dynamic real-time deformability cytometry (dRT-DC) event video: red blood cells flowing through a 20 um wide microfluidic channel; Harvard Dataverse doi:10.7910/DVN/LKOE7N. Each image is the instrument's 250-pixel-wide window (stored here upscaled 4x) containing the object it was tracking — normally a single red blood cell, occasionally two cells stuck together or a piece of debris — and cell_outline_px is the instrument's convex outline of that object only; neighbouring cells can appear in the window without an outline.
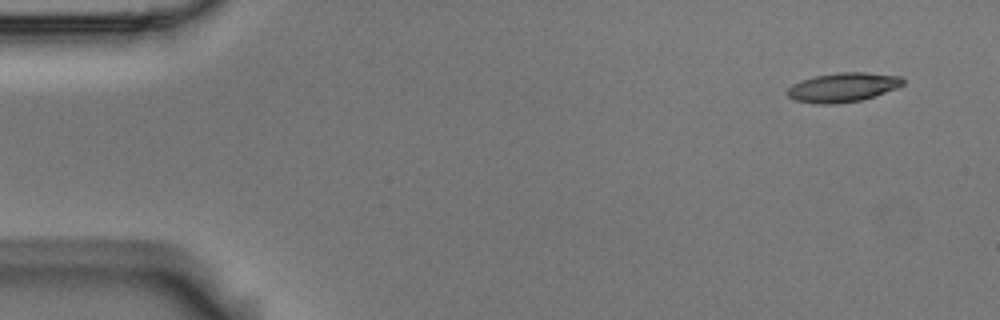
{"species": "Egyptian fruit bat (a non-hibernating species)", "species_latin": "Rousettus aegyptiacus", "temperature_condition": "room temperature", "stored_images_in_passage": 8, "camera_frame_rate_fps": 3000, "um_per_image_px": 0.085, "animal": {"sex": "male"}, "frame": {"image": 1, "passage_image": 1, "time_ms": 0.0, "image_size_px": [1000, 320], "cell_outline_px": [[904, 84], [896, 88], [860, 100], [832, 104], [816, 104], [796, 100], [788, 96], [788, 88], [792, 84], [800, 80], [816, 76], [836, 72], [864, 72], [904, 76]], "centroid_in_image_um": [71.65, 7.4], "position_along_channel_um": 13.3, "area_um2": 19.59}}
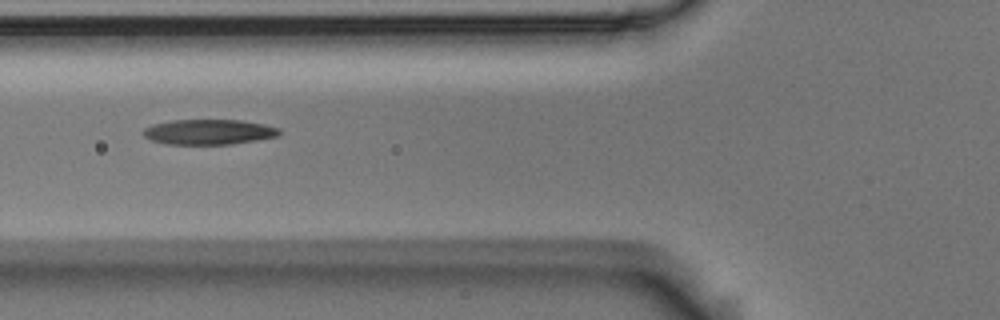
{"frame": {"image": 2, "passage_image": 6, "time_ms": 1.667, "image_size_px": [1000, 320], "cell_outline_px": [[280, 136], [232, 144], [168, 144], [152, 140], [144, 136], [144, 128], [152, 124], [172, 120], [240, 120], [264, 124], [280, 128]], "centroid_in_image_um": [17.78, 11.21], "position_along_channel_um": 108.0, "area_um2": 19.94}}
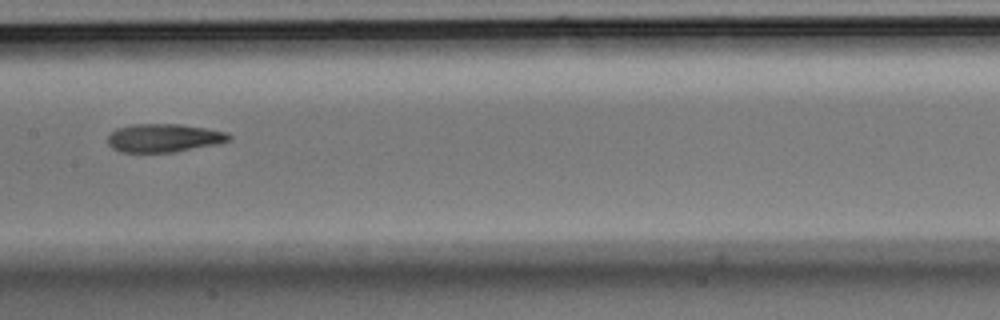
{"frame": {"image": 3, "passage_image": 8, "time_ms": 2.333, "image_size_px": [1000, 320], "cell_outline_px": [[232, 136], [228, 140], [216, 144], [172, 152], [120, 152], [112, 148], [108, 144], [108, 136], [116, 128], [132, 124], [180, 124], [228, 132]], "centroid_in_image_um": [13.89, 11.72], "position_along_channel_um": 193.5, "area_um2": 19.88}}